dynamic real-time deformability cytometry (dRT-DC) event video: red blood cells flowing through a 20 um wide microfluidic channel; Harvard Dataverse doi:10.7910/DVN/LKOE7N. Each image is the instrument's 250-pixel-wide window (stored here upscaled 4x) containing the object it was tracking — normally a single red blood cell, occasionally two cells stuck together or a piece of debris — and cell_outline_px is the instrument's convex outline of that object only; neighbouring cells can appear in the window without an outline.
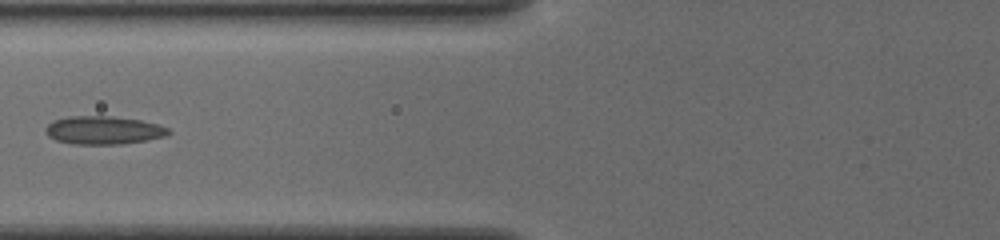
{"species": "common noctule bat (a hibernating species)", "species_latin": "Nyctalus noctula", "temperature_condition": "cold", "stored_images_in_passage": 5, "camera_frame_rate_fps": 3000, "um_per_image_px": 0.085, "animal": {"sex": "female", "body_mass_g": 19.5, "forearm_length_mm": 54.1}, "frame": {"image": 1, "passage_image": 3, "time_ms": 0.667, "image_size_px": [1000, 240], "cell_outline_px": [[172, 132], [164, 136], [148, 140], [120, 144], [72, 144], [56, 140], [48, 136], [44, 132], [44, 128], [52, 120], [68, 116], [112, 116], [140, 120], [160, 124], [168, 128]], "centroid_in_image_um": [8.77, 11.06], "position_along_channel_um": 117.0, "area_um2": 20.4}}
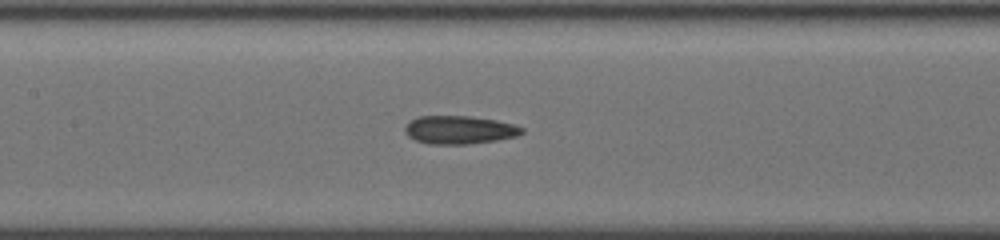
{"frame": {"image": 2, "passage_image": 5, "time_ms": 1.333, "image_size_px": [1000, 240], "cell_outline_px": [[524, 132], [516, 136], [496, 140], [468, 144], [428, 144], [416, 140], [408, 136], [404, 132], [404, 128], [412, 120], [420, 116], [468, 116], [496, 120], [516, 124], [524, 128]], "centroid_in_image_um": [39.07, 11.04], "position_along_channel_um": 168.3, "area_um2": 19.19}}